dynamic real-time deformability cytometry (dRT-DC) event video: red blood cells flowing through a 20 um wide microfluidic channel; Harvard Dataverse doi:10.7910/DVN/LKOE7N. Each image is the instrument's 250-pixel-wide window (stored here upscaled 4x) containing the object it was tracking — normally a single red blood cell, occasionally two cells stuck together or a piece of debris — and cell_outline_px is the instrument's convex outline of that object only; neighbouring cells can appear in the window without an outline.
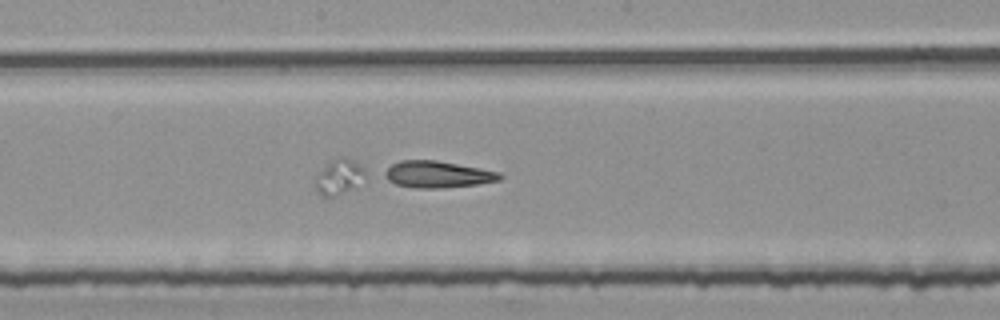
{"species": "common noctule bat (a hibernating species)", "species_latin": "Nyctalus noctula", "temperature_condition": "room temperature", "stored_images_in_passage": 45, "segment_of_instrument_passage": [3, 3], "camera_frame_rate_fps": 3000, "um_per_image_px": 0.085, "animal": {"sex": "female", "body_mass_g": 25.1}, "frame": {"image": 1, "passage_image": 20, "time_ms": 6.333, "image_size_px": [1000, 320], "cell_outline_px": [[504, 176], [500, 180], [476, 184], [440, 188], [328, 200], [320, 196], [316, 192], [316, 176], [332, 160], [340, 156], [344, 156], [436, 160], [500, 172]], "centroid_in_image_um": [33.49, 15.0], "position_along_channel_um": 214.7, "area_um2": 39.25}}
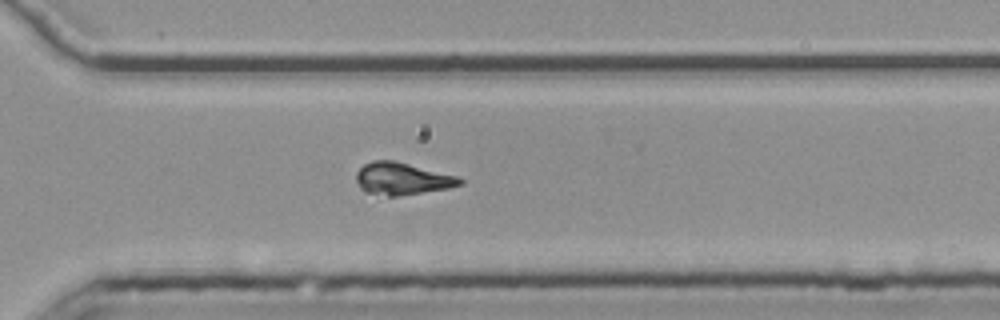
{"frame": {"image": 2, "passage_image": 30, "time_ms": 9.667, "image_size_px": [1000, 320], "cell_outline_px": [[464, 184], [448, 188], [400, 196], [388, 196], [364, 192], [360, 188], [356, 180], [356, 172], [364, 164], [372, 160], [392, 160], [456, 176], [464, 180]], "centroid_in_image_um": [34.15, 15.2], "position_along_channel_um": 336.5, "area_um2": 19.36}}
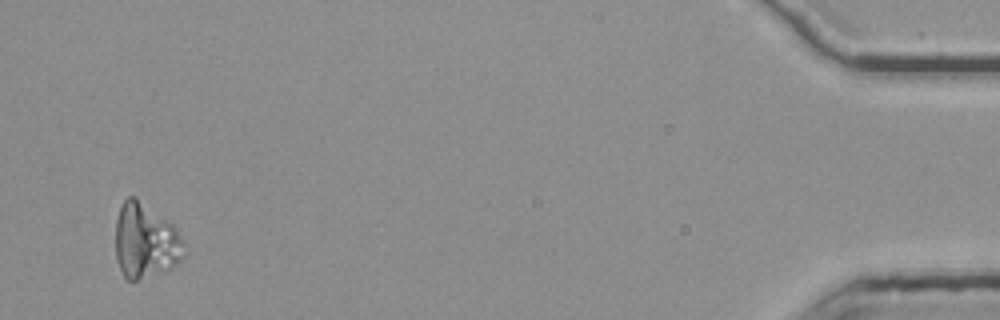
{"frame": {"image": 3, "passage_image": 44, "time_ms": 14.333, "image_size_px": [1000, 320], "cell_outline_px": [[188, 252], [172, 268], [164, 272], [136, 280], [128, 280], [124, 276], [116, 260], [116, 220], [120, 208], [124, 200], [128, 196], [132, 196], [172, 224], [176, 228], [184, 240]], "centroid_in_image_um": [12.39, 20.53], "position_along_channel_um": 422.8, "area_um2": 29.88}}